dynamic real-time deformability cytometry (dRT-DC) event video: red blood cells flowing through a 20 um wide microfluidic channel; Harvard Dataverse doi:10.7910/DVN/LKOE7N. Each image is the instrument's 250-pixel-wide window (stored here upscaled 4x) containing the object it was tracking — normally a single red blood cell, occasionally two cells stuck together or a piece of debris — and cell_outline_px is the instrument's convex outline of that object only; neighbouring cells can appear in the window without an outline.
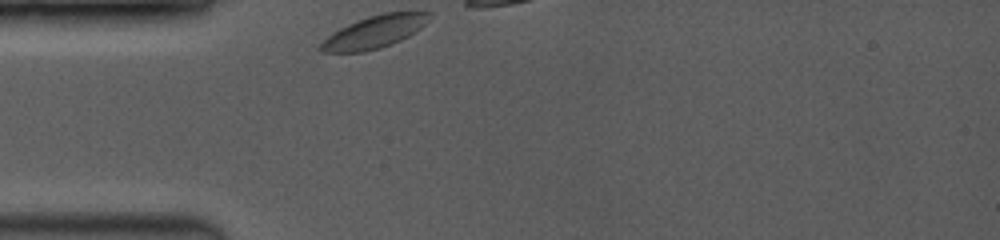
{"species": "common noctule bat (a hibernating species)", "species_latin": "Nyctalus noctula", "temperature_condition": "room temperature", "stored_images_in_passage": 5, "camera_frame_rate_fps": 3500, "um_per_image_px": 0.085, "animal": {"sex": "female", "body_mass_g": 19.0, "forearm_length_mm": 53.3}, "frame": {"image": 1, "passage_image": 1, "time_ms": 0.0, "image_size_px": [1000, 240], "cell_outline_px": [[432, 16], [420, 28], [408, 36], [392, 44], [380, 48], [364, 52], [320, 52], [316, 48], [332, 32], [348, 24], [384, 12], [432, 12]], "centroid_in_image_um": [31.8, 2.73], "position_along_channel_um": 53.2, "area_um2": 20.35}}